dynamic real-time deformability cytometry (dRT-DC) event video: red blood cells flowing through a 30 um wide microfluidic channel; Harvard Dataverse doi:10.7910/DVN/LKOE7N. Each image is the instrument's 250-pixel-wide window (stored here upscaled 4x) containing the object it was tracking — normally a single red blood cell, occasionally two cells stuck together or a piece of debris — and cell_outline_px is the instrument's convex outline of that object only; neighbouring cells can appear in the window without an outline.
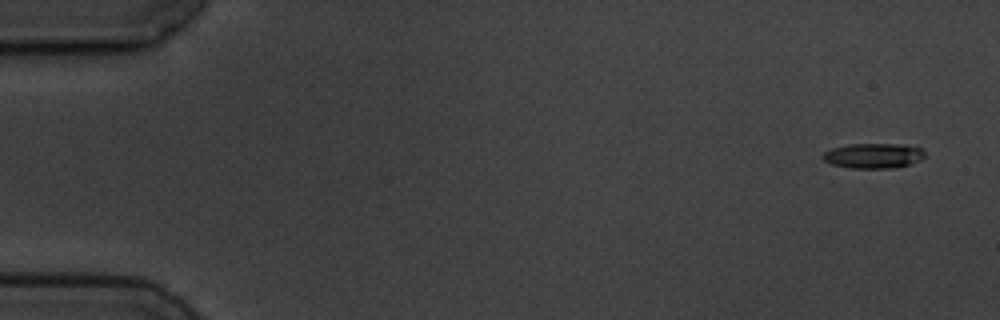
{"species": "common noctule bat (a hibernating species)", "species_latin": "Nyctalus noctula", "temperature_condition": "cold", "stored_images_in_passage": 4, "camera_frame_rate_fps": 3000, "um_per_image_px": 0.085, "animal": {"sex": "male", "body_mass_g": 19.5, "forearm_length_mm": 54.6}, "frame": {"image": 1, "passage_image": 1, "time_ms": 0.0, "image_size_px": [1000, 320], "cell_outline_px": [[924, 156], [920, 160], [908, 164], [888, 168], [852, 168], [832, 164], [824, 160], [824, 152], [832, 148], [848, 144], [900, 144], [920, 148], [924, 152]], "centroid_in_image_um": [74.22, 13.23], "position_along_channel_um": 10.8, "area_um2": 14.57}}